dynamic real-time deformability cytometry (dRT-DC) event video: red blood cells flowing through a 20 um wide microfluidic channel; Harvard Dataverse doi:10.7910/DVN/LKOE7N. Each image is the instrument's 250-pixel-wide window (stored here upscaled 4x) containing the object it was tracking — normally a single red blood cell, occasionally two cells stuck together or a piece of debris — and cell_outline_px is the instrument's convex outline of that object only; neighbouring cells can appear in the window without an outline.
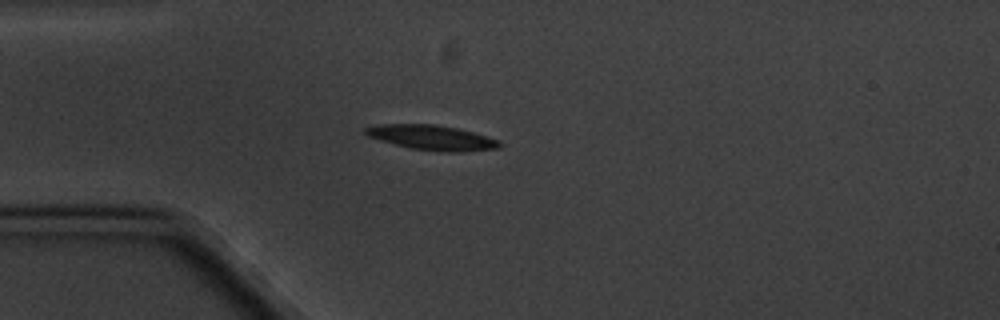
{"species": "common noctule bat (a hibernating species)", "species_latin": "Nyctalus noctula", "temperature_condition": "cold", "stored_images_in_passage": 3, "camera_frame_rate_fps": 3000, "um_per_image_px": 0.085, "animal": {"sex": "male", "body_mass_g": 20.1, "forearm_length_mm": 53.5}, "frame": {"image": 1, "passage_image": 3, "time_ms": 2.333, "image_size_px": [1000, 320], "cell_outline_px": [[500, 144], [496, 148], [456, 152], [448, 152], [408, 148], [380, 140], [368, 136], [364, 132], [364, 128], [384, 124], [432, 124], [456, 128], [472, 132], [500, 140]], "centroid_in_image_um": [36.68, 11.69], "position_along_channel_um": 48.3, "area_um2": 19.07}}